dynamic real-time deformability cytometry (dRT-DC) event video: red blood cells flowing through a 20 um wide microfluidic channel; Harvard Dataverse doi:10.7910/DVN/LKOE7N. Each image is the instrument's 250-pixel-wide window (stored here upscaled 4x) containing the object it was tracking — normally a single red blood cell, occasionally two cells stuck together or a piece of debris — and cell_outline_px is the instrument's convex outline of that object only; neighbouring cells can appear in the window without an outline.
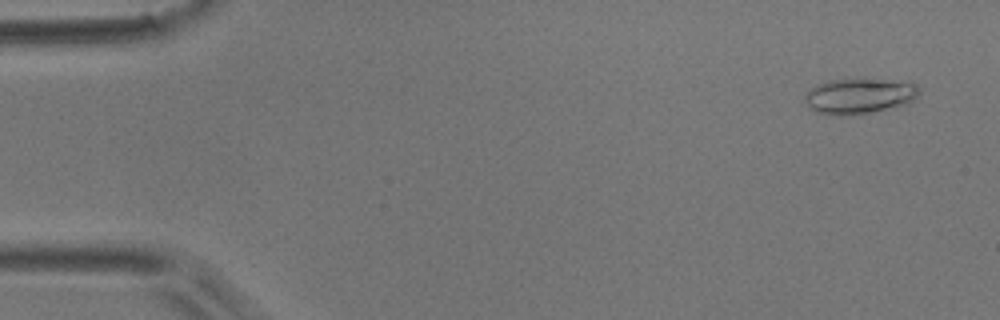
{"species": "common noctule bat (a hibernating species)", "species_latin": "Nyctalus noctula", "temperature_condition": "room temperature", "stored_images_in_passage": 26, "camera_frame_rate_fps": 3000, "um_per_image_px": 0.085, "animal": {"sex": "male", "body_mass_g": 17.9}, "frame": {"image": 1, "passage_image": 1, "time_ms": 0.0, "image_size_px": [1000, 320], "cell_outline_px": [[920, 92], [908, 104], [868, 112], [844, 116], [840, 116], [816, 112], [808, 108], [804, 100], [804, 96], [816, 84], [828, 80], [884, 80], [916, 84], [920, 88]], "centroid_in_image_um": [72.99, 8.18], "position_along_channel_um": 12.0, "area_um2": 23.24}}
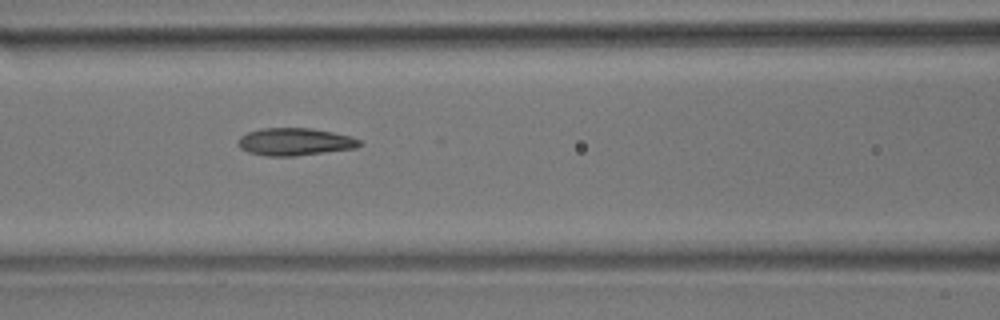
{"frame": {"image": 2, "passage_image": 21, "time_ms": 6.667, "image_size_px": [1000, 320], "cell_outline_px": [[364, 144], [356, 148], [296, 156], [264, 156], [248, 152], [240, 148], [240, 136], [248, 132], [260, 128], [312, 128], [332, 132], [348, 136], [360, 140]], "centroid_in_image_um": [25.08, 12.05], "position_along_channel_um": 141.5, "area_um2": 19.42}}
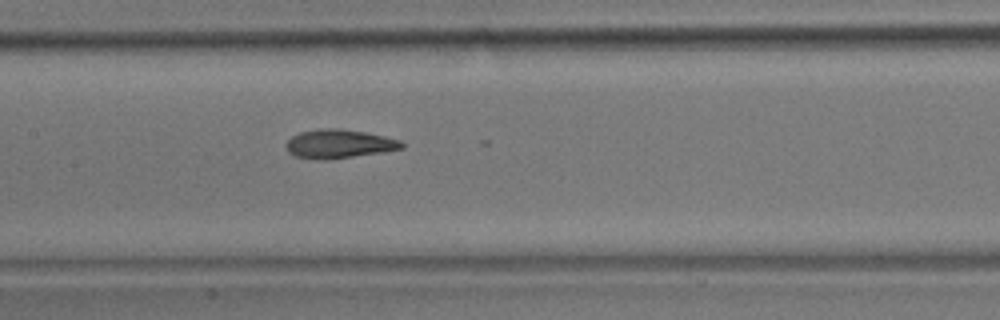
{"frame": {"image": 3, "passage_image": 24, "time_ms": 7.667, "image_size_px": [1000, 320], "cell_outline_px": [[404, 148], [380, 152], [324, 160], [320, 160], [296, 156], [288, 152], [284, 144], [292, 136], [300, 132], [320, 128], [340, 128], [364, 132], [384, 136], [400, 140], [404, 144]], "centroid_in_image_um": [28.78, 12.22], "position_along_channel_um": 178.6, "area_um2": 19.25}}